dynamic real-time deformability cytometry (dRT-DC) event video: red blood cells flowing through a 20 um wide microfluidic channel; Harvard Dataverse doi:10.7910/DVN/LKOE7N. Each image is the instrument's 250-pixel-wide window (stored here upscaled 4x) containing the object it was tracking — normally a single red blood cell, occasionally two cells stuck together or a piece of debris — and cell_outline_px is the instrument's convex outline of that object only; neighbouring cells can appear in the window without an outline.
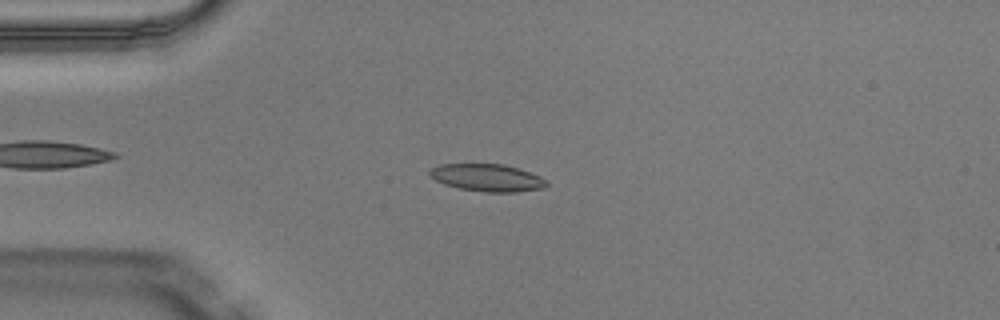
{"species": "Egyptian fruit bat (a non-hibernating species)", "species_latin": "Rousettus aegyptiacus", "temperature_condition": "warm", "stored_images_in_passage": 4, "camera_frame_rate_fps": 3000, "um_per_image_px": 0.085, "animal": {"sex": "male"}, "frame": {"image": 1, "passage_image": 4, "time_ms": 1.0, "image_size_px": [1000, 320], "cell_outline_px": [[548, 184], [544, 188], [516, 192], [488, 192], [460, 188], [444, 184], [428, 176], [428, 172], [432, 168], [440, 164], [504, 164], [520, 168], [540, 176], [548, 180]], "centroid_in_image_um": [41.44, 15.1], "position_along_channel_um": 43.6, "area_um2": 18.73}}